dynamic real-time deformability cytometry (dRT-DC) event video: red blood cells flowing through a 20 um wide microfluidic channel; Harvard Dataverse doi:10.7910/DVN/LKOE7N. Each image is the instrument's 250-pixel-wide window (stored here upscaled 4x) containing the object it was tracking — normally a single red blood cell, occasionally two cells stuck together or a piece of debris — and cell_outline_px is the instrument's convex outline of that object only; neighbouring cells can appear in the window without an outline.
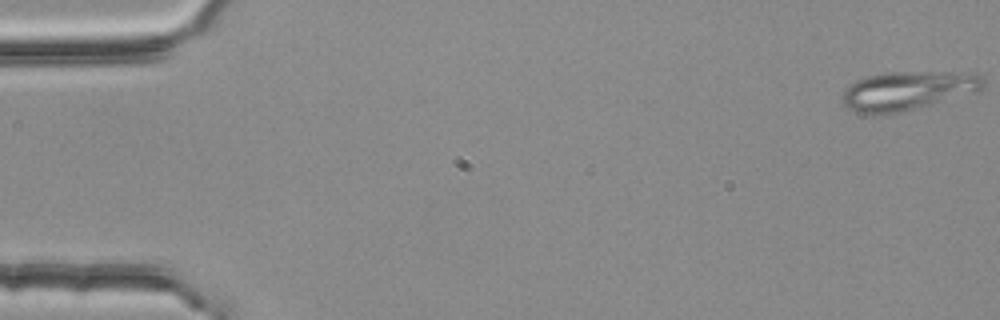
{"species": "common noctule bat (a hibernating species)", "species_latin": "Nyctalus noctula", "temperature_condition": "room temperature", "stored_images_in_passage": 4, "camera_frame_rate_fps": 3000, "um_per_image_px": 0.085, "animal": {"sex": "female", "body_mass_g": 25.1}, "frame": {"image": 1, "passage_image": 1, "time_ms": 0.0, "image_size_px": [1000, 320], "cell_outline_px": [[984, 88], [980, 92], [896, 112], [872, 116], [856, 112], [848, 108], [844, 104], [840, 96], [844, 88], [848, 84], [856, 80], [868, 76], [888, 72], [972, 72], [984, 76]], "centroid_in_image_um": [77.16, 7.7], "position_along_channel_um": 7.8, "area_um2": 32.31}}